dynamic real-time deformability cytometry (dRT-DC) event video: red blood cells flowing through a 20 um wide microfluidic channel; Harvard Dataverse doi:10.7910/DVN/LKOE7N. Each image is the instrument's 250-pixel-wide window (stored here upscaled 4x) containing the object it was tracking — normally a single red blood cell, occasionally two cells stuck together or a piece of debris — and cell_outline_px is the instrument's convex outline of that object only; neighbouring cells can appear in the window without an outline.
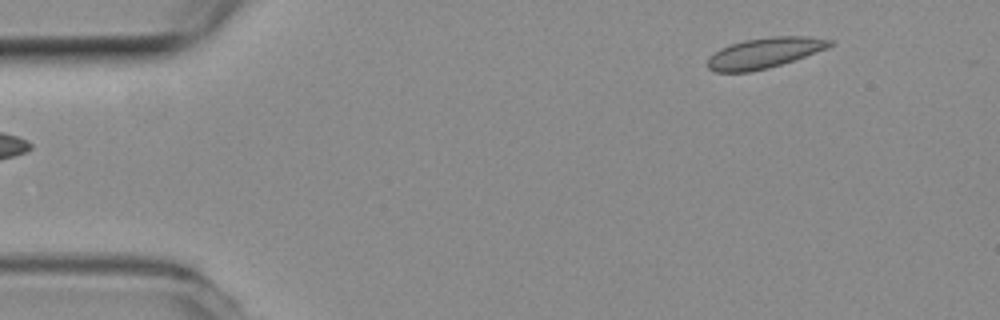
{"species": "common noctule bat (a hibernating species)", "species_latin": "Nyctalus noctula", "temperature_condition": "room temperature", "stored_images_in_passage": 4, "segment_of_instrument_passage": [2, 2], "camera_frame_rate_fps": 3000, "um_per_image_px": 0.085, "animal": {"sex": "female", "body_mass_g": 19.3, "forearm_length_mm": 54.1}, "frame": {"image": 1, "passage_image": 4, "time_ms": 1.0, "image_size_px": [1000, 320], "cell_outline_px": [[836, 40], [828, 48], [768, 68], [748, 72], [716, 72], [708, 68], [708, 56], [720, 48], [744, 40], [768, 36], [808, 36]], "centroid_in_image_um": [64.98, 4.48], "position_along_channel_um": 20.0, "area_um2": 21.68}}